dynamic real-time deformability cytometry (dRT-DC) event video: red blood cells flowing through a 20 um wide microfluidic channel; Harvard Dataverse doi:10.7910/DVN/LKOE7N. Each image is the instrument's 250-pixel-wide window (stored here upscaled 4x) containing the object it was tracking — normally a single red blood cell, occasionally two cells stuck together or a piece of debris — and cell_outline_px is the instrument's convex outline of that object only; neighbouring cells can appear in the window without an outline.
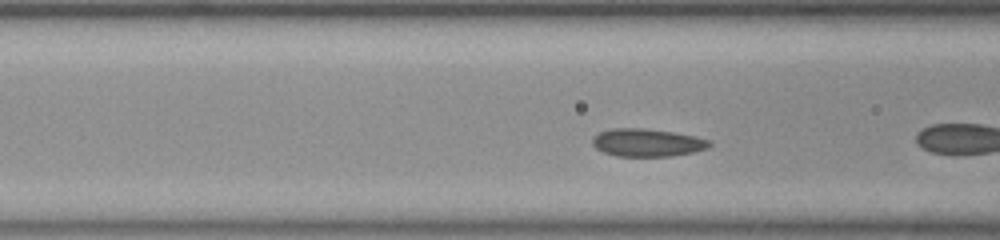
{"species": "common noctule bat (a hibernating species)", "species_latin": "Nyctalus noctula", "temperature_condition": "room temperature", "stored_images_in_passage": 6, "camera_frame_rate_fps": 3000, "um_per_image_px": 0.085, "animal": {"sex": "female", "body_mass_g": 23.0, "forearm_length_mm": 53.4}, "frame": {"image": 1, "passage_image": 3, "time_ms": 0.667, "image_size_px": [1000, 240], "cell_outline_px": [[712, 144], [708, 148], [692, 152], [672, 156], [616, 156], [604, 152], [596, 148], [592, 144], [592, 136], [600, 132], [612, 128], [644, 128], [672, 132], [696, 136], [712, 140]], "centroid_in_image_um": [55.02, 12.12], "position_along_channel_um": 111.6, "area_um2": 19.07}}